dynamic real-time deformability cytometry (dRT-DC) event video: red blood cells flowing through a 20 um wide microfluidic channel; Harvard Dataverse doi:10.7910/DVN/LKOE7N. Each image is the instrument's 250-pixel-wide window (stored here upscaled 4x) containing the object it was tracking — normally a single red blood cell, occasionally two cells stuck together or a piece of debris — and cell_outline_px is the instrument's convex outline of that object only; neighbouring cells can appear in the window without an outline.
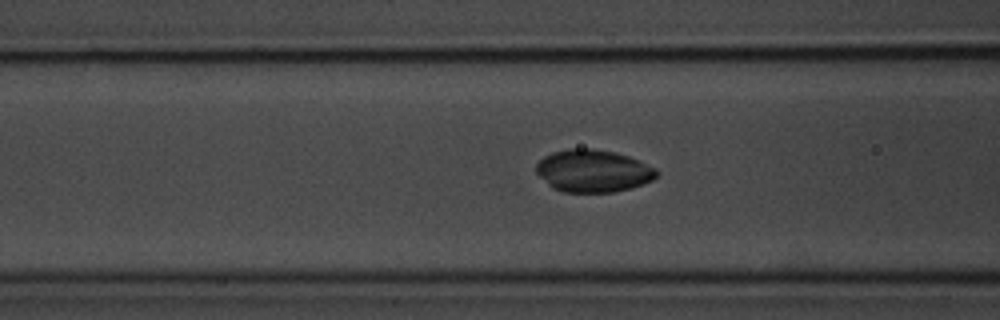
{"species": "common noctule bat (a hibernating species)", "species_latin": "Nyctalus noctula", "temperature_condition": "room temperature", "stored_images_in_passage": 51, "camera_frame_rate_fps": 3000, "um_per_image_px": 0.085, "animal": {"sex": "male", "body_mass_g": 20.1, "forearm_length_mm": 53.5}, "frame": {"image": 1, "passage_image": 17, "time_ms": 5.333, "image_size_px": [1000, 320], "cell_outline_px": [[660, 172], [652, 180], [632, 188], [612, 192], [564, 192], [552, 188], [536, 172], [536, 164], [544, 156], [552, 152], [568, 148], [592, 148], [616, 152], [640, 160], [656, 168]], "centroid_in_image_um": [50.43, 14.51], "position_along_channel_um": 116.2, "area_um2": 30.0}}
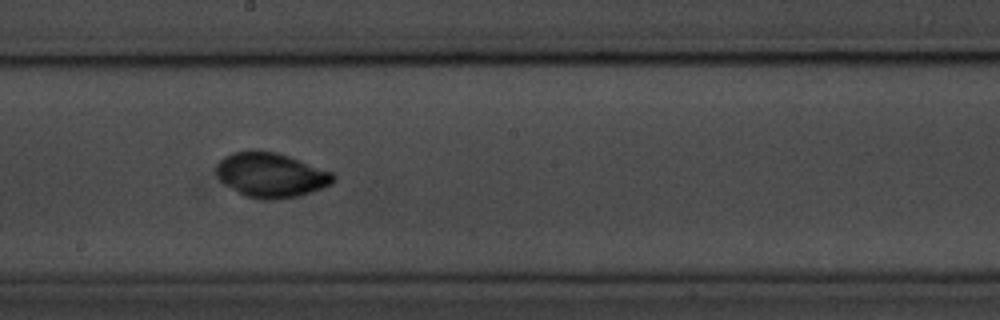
{"frame": {"image": 2, "passage_image": 26, "time_ms": 8.333, "image_size_px": [1000, 320], "cell_outline_px": [[336, 180], [332, 184], [324, 188], [300, 196], [276, 200], [260, 200], [244, 196], [224, 184], [220, 180], [216, 172], [216, 164], [224, 156], [232, 152], [256, 148], [276, 152], [288, 156], [332, 172], [336, 176]], "centroid_in_image_um": [23.02, 14.87], "position_along_channel_um": 225.2, "area_um2": 31.1}}
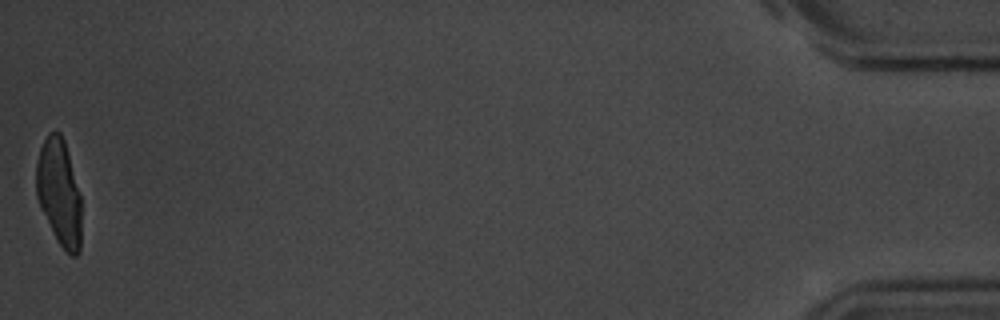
{"frame": {"image": 3, "passage_image": 51, "time_ms": 16.667, "image_size_px": [1000, 320], "cell_outline_px": [[80, 252], [76, 256], [72, 256], [64, 252], [56, 240], [40, 208], [36, 196], [36, 164], [40, 148], [48, 132], [60, 132], [64, 140], [68, 152], [80, 196]], "centroid_in_image_um": [5.01, 16.4], "position_along_channel_um": 430.2, "area_um2": 28.09}, "authors_computed_cell_mechanics": {"area_um2": 29.3624, "velocity_mm_per_s": 3.6311, "shape_relaxation_time_tau1_ms": null, "shape_relaxation_time_tau2_ms": 2.8914, "deformation_change_tau1": null, "deformation_change_tau2": 0.037}}